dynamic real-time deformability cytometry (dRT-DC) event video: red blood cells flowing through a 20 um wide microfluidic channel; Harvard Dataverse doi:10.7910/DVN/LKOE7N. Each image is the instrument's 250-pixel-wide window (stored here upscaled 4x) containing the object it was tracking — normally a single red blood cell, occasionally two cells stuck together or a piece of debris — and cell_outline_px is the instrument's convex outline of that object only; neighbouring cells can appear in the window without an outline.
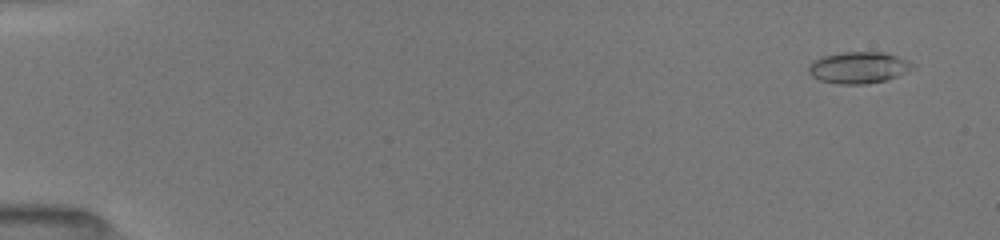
{"species": "common noctule bat (a hibernating species)", "species_latin": "Nyctalus noctula", "temperature_condition": "room temperature", "stored_images_in_passage": 28, "camera_frame_rate_fps": 3000, "um_per_image_px": 0.085, "animal": {"sex": "female", "body_mass_g": 19.5, "forearm_length_mm": 54.1}, "frame": {"image": 1, "passage_image": 2, "time_ms": 0.667, "image_size_px": [1000, 240], "cell_outline_px": [[916, 68], [896, 76], [884, 80], [864, 84], [840, 84], [820, 80], [812, 76], [808, 72], [808, 64], [812, 60], [820, 56], [840, 52], [884, 52], [900, 56], [916, 64]], "centroid_in_image_um": [72.98, 5.72], "position_along_channel_um": 12.0, "area_um2": 19.42}}
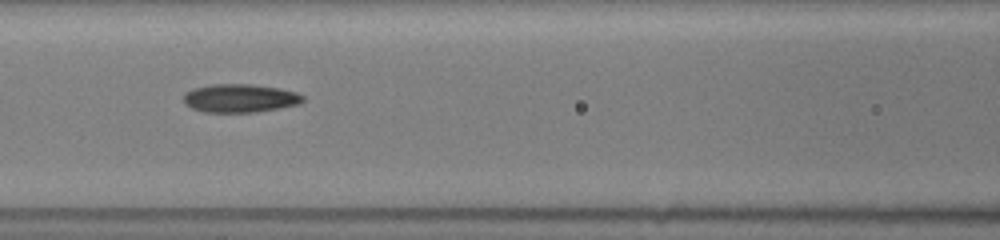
{"frame": {"image": 2, "passage_image": 12, "time_ms": 7.667, "image_size_px": [1000, 240], "cell_outline_px": [[304, 100], [300, 104], [280, 108], [256, 112], [204, 112], [192, 108], [184, 104], [184, 92], [192, 88], [212, 84], [252, 84], [280, 88], [296, 92], [304, 96]], "centroid_in_image_um": [20.39, 8.34], "position_along_channel_um": 146.2, "area_um2": 19.94}}
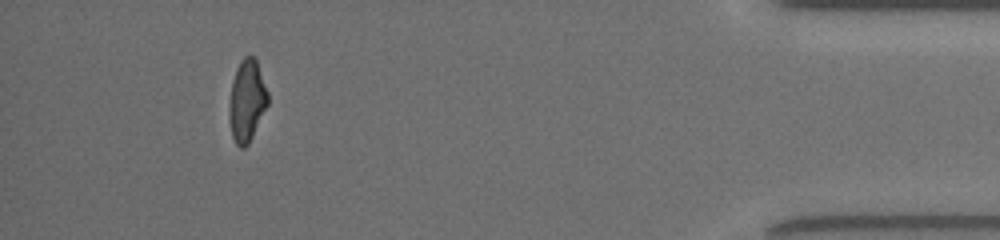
{"frame": {"image": 3, "passage_image": 24, "time_ms": 15.667, "image_size_px": [1000, 240], "cell_outline_px": [[268, 104], [248, 144], [244, 148], [240, 148], [236, 144], [232, 136], [228, 116], [228, 112], [232, 80], [236, 68], [240, 60], [244, 56], [252, 56], [256, 60], [268, 92]], "centroid_in_image_um": [20.97, 8.56], "position_along_channel_um": 414.2, "area_um2": 18.38}, "authors_computed_cell_mechanics": {"area_um2": 18.6116, "velocity_mm_per_s": 4.0337, "shape_relaxation_time_tau1_ms": 2.8826, "shape_relaxation_time_tau2_ms": 2.3472, "deformation_change_tau1": 0.1416, "deformation_change_tau2": 0.104}}